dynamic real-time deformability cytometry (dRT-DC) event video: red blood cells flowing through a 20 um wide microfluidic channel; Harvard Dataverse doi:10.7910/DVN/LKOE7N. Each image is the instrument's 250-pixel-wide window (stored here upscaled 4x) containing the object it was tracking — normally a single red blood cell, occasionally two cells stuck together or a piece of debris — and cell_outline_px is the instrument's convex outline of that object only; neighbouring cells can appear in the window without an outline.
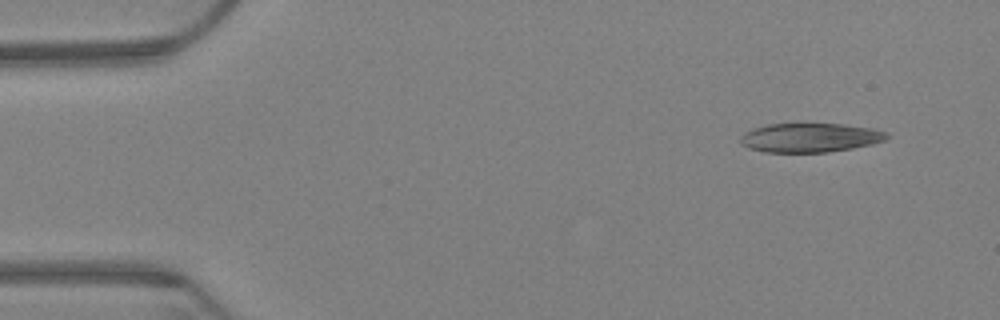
{"species": "Egyptian fruit bat (a non-hibernating species)", "species_latin": "Rousettus aegyptiacus", "temperature_condition": "warm", "stored_images_in_passage": 60, "camera_frame_rate_fps": 3000, "um_per_image_px": 0.085, "animal": {"sex": "female"}, "frame": {"image": 1, "passage_image": 1, "time_ms": 0.0, "image_size_px": [1000, 320], "cell_outline_px": [[888, 136], [884, 140], [872, 144], [852, 148], [828, 152], [764, 152], [748, 148], [740, 144], [740, 140], [748, 132], [756, 128], [768, 124], [844, 124], [872, 128], [884, 132]], "centroid_in_image_um": [68.86, 11.71], "position_along_channel_um": 16.1, "area_um2": 24.45}}
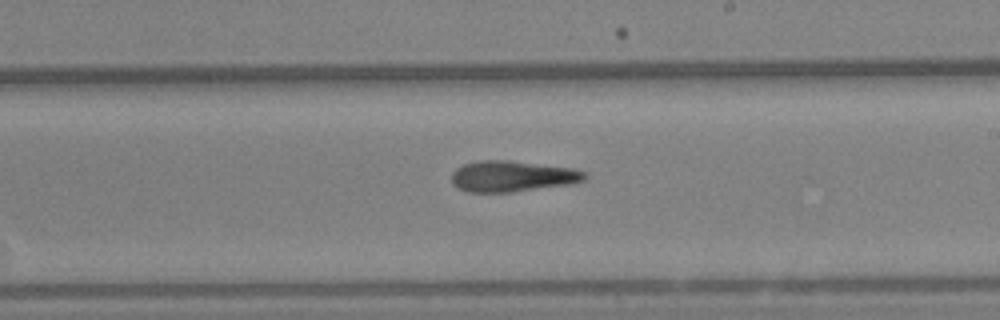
{"frame": {"image": 2, "passage_image": 33, "time_ms": 10.667, "image_size_px": [1000, 320], "cell_outline_px": [[588, 176], [584, 180], [572, 184], [512, 192], [468, 192], [452, 184], [452, 172], [456, 168], [464, 164], [480, 160], [508, 160], [572, 168], [584, 172]], "centroid_in_image_um": [43.54, 14.98], "position_along_channel_um": 245.5, "area_um2": 23.99}}
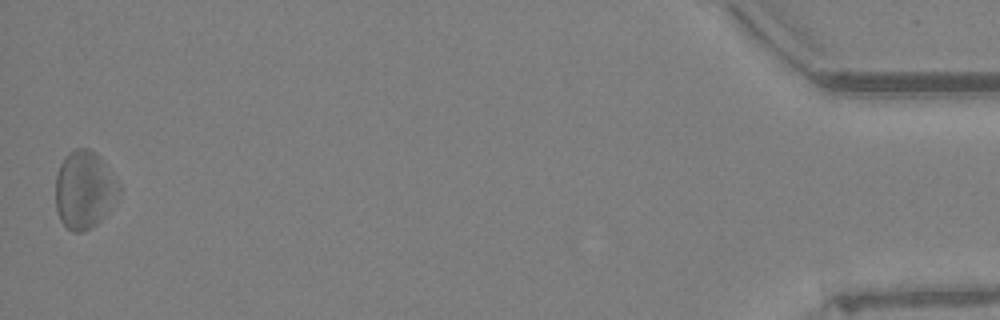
{"frame": {"image": 3, "passage_image": 59, "time_ms": 19.333, "image_size_px": [1000, 320], "cell_outline_px": [[120, 196], [108, 212], [96, 224], [80, 232], [72, 232], [60, 220], [56, 208], [56, 172], [64, 156], [68, 152], [76, 148], [88, 148], [100, 156], [120, 184]], "centroid_in_image_um": [7.18, 16.11], "position_along_channel_um": 428.0, "area_um2": 28.96}}